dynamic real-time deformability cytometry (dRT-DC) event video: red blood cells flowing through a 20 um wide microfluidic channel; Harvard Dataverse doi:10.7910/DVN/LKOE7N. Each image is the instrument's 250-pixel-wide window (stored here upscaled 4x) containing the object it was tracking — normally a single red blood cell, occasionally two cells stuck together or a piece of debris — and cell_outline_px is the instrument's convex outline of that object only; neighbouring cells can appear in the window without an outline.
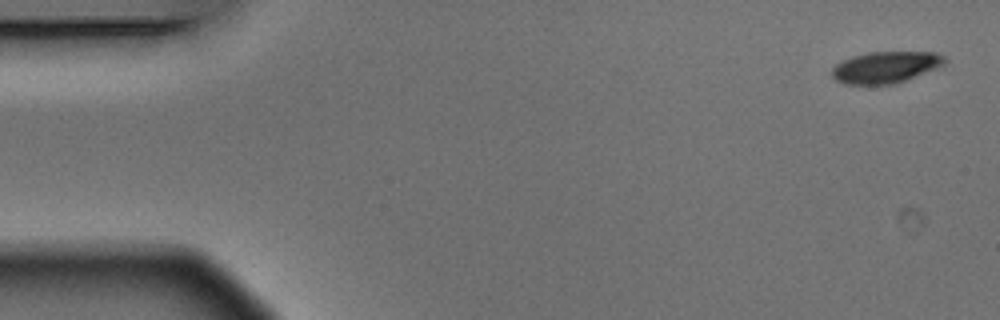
{"species": "Egyptian fruit bat (a non-hibernating species)", "species_latin": "Rousettus aegyptiacus", "temperature_condition": "warm", "stored_images_in_passage": 8, "camera_frame_rate_fps": 3000, "um_per_image_px": 0.085, "animal": {"sex": "male"}, "frame": {"image": 1, "passage_image": 1, "time_ms": 0.0, "image_size_px": [1000, 320], "cell_outline_px": [[944, 64], [936, 68], [904, 80], [892, 84], [844, 84], [836, 80], [832, 76], [832, 68], [836, 64], [852, 56], [868, 52], [936, 52], [944, 56]], "centroid_in_image_um": [75.24, 5.7], "position_along_channel_um": 9.8, "area_um2": 20.4}}
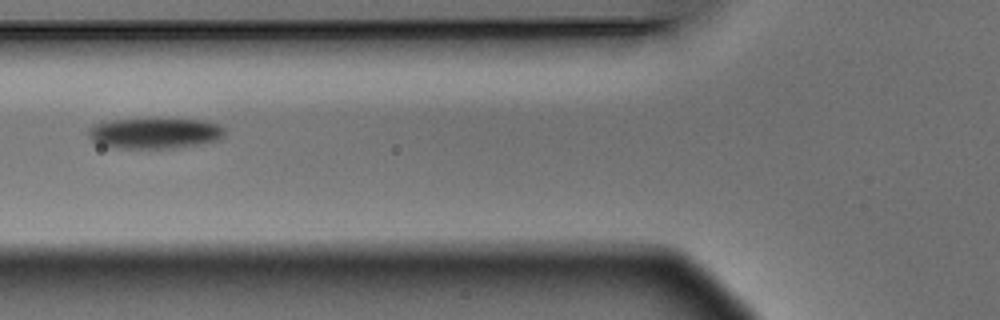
{"frame": {"image": 2, "passage_image": 6, "time_ms": 1.667, "image_size_px": [1000, 320], "cell_outline_px": [[224, 132], [220, 140], [172, 148], [116, 148], [100, 144], [92, 140], [88, 136], [88, 128], [92, 124], [112, 120], [156, 116], [204, 120], [220, 124], [224, 128]], "centroid_in_image_um": [13.15, 11.26], "position_along_channel_um": 112.7, "area_um2": 25.37}}
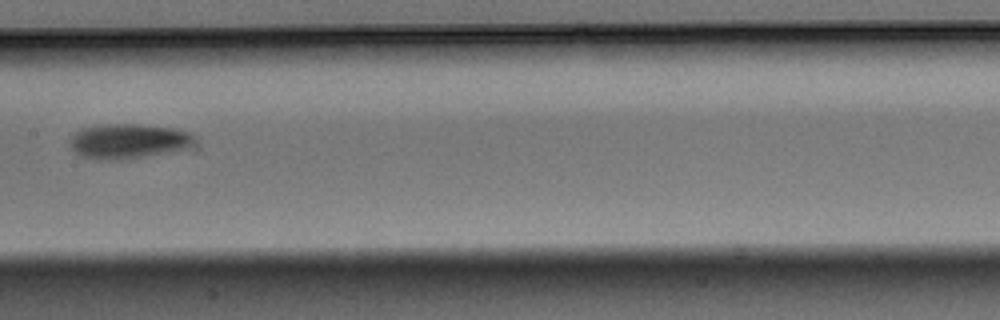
{"frame": {"image": 3, "passage_image": 8, "time_ms": 2.333, "image_size_px": [1000, 320], "cell_outline_px": [[196, 140], [184, 148], [120, 160], [104, 160], [80, 156], [68, 144], [72, 136], [80, 128], [100, 124], [140, 124], [176, 128], [192, 132], [196, 136]], "centroid_in_image_um": [10.87, 11.97], "position_along_channel_um": 196.5, "area_um2": 25.2}}